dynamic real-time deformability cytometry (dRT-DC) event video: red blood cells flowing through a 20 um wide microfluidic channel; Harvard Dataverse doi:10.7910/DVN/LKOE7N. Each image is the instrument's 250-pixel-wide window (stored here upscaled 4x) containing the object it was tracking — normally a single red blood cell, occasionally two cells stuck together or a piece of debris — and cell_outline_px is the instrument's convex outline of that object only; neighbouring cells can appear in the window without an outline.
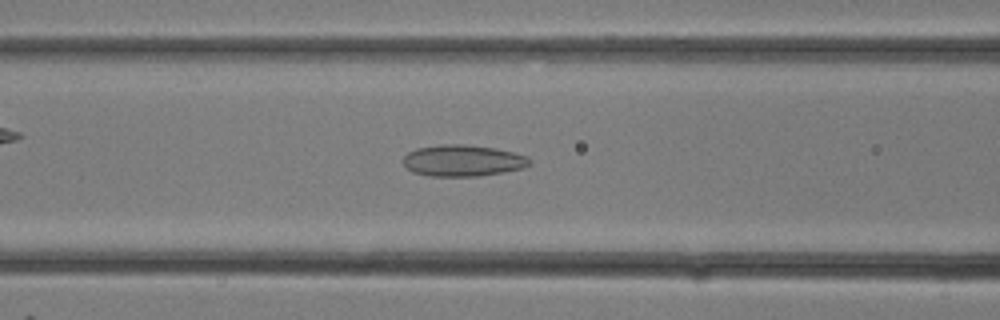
{"species": "common noctule bat (a hibernating species)", "species_latin": "Nyctalus noctula", "temperature_condition": "room temperature", "stored_images_in_passage": 12, "camera_frame_rate_fps": 3000, "um_per_image_px": 0.085, "animal": {"sex": "female"}, "frame": {"image": 1, "passage_image": 10, "time_ms": 3.0, "image_size_px": [1000, 320], "cell_outline_px": [[532, 164], [520, 168], [500, 172], [476, 176], [428, 176], [412, 172], [404, 164], [404, 156], [408, 152], [416, 148], [440, 144], [464, 144], [496, 148], [528, 156], [532, 160]], "centroid_in_image_um": [39.33, 13.64], "position_along_channel_um": 127.3, "area_um2": 23.12}}
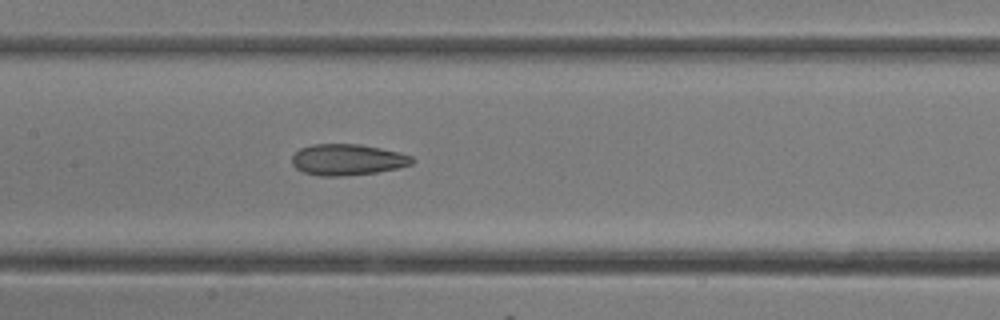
{"frame": {"image": 2, "passage_image": 12, "time_ms": 3.667, "image_size_px": [1000, 320], "cell_outline_px": [[416, 160], [412, 164], [396, 168], [376, 172], [344, 176], [320, 176], [304, 172], [296, 168], [292, 164], [292, 156], [300, 148], [312, 144], [360, 144], [400, 152], [412, 156]], "centroid_in_image_um": [29.54, 13.57], "position_along_channel_um": 177.9, "area_um2": 21.85}}